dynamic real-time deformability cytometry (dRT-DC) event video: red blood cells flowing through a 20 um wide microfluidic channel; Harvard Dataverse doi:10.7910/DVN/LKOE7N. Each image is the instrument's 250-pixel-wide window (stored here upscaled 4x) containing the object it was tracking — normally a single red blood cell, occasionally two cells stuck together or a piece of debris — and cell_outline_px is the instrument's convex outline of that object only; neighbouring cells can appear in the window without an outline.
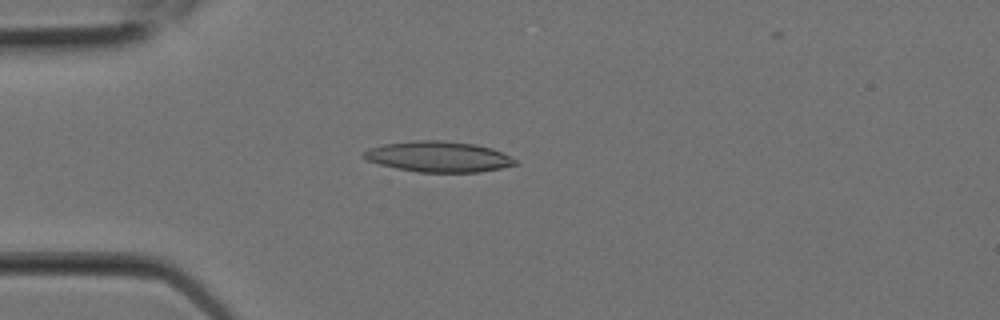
{"species": "Egyptian fruit bat (a non-hibernating species)", "species_latin": "Rousettus aegyptiacus", "temperature_condition": "room temperature", "stored_images_in_passage": 8, "camera_frame_rate_fps": 3000, "um_per_image_px": 0.085, "animal": {"sex": "female"}, "frame": {"image": 1, "passage_image": 6, "time_ms": 1.667, "image_size_px": [1000, 320], "cell_outline_px": [[520, 164], [500, 168], [476, 172], [420, 172], [396, 168], [380, 164], [368, 160], [360, 156], [368, 148], [384, 144], [412, 140], [440, 140], [476, 144], [492, 148], [516, 160]], "centroid_in_image_um": [37.25, 13.31], "position_along_channel_um": 47.7, "area_um2": 26.99}}
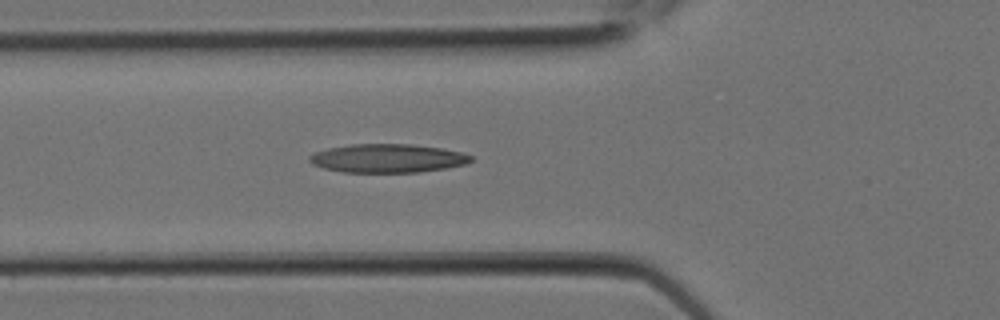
{"frame": {"image": 2, "passage_image": 8, "time_ms": 2.333, "image_size_px": [1000, 320], "cell_outline_px": [[472, 160], [464, 164], [444, 168], [420, 172], [344, 172], [324, 168], [312, 164], [308, 160], [308, 156], [316, 152], [328, 148], [352, 144], [412, 144], [440, 148], [460, 152], [472, 156]], "centroid_in_image_um": [32.91, 13.45], "position_along_channel_um": 92.9, "area_um2": 26.7}}